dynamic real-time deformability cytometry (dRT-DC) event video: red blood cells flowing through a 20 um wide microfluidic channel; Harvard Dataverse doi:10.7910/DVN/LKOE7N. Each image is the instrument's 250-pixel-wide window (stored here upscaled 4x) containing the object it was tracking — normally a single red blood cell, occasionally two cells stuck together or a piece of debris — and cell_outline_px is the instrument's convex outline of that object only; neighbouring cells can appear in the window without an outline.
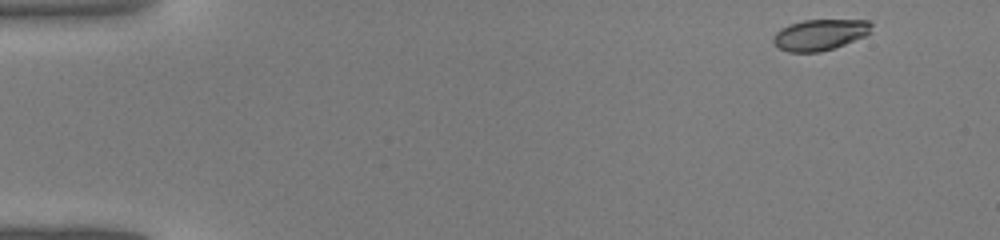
{"species": "common noctule bat (a hibernating species)", "species_latin": "Nyctalus noctula", "temperature_condition": "warm", "stored_images_in_passage": 7, "camera_frame_rate_fps": 3000, "um_per_image_px": 0.085, "animal": {"sex": "male", "body_mass_g": 19.0, "forearm_length_mm": 50.8}, "frame": {"image": 1, "passage_image": 1, "time_ms": 0.0, "image_size_px": [1000, 240], "cell_outline_px": [[872, 32], [864, 36], [844, 44], [820, 52], [788, 52], [780, 48], [772, 40], [776, 32], [780, 28], [788, 24], [804, 20], [868, 20], [872, 24]], "centroid_in_image_um": [69.69, 2.94], "position_along_channel_um": 15.3, "area_um2": 17.69}}